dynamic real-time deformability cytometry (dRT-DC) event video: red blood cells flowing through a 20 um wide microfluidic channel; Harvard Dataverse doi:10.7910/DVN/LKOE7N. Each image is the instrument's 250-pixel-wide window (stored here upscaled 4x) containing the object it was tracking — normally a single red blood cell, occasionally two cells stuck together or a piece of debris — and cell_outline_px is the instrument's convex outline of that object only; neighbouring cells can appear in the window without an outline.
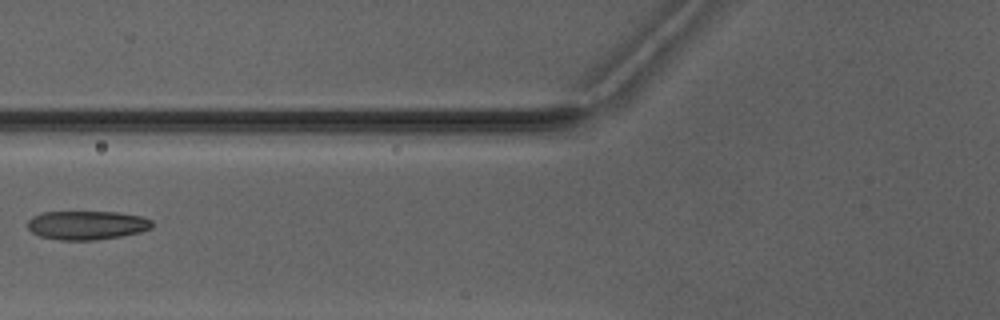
{"species": "Egyptian fruit bat (a non-hibernating species)", "species_latin": "Rousettus aegyptiacus", "temperature_condition": "warm", "stored_images_in_passage": 6, "camera_frame_rate_fps": 3000, "um_per_image_px": 0.085, "animal": {"sex": "male"}, "frame": {"image": 1, "passage_image": 5, "time_ms": 6.0, "image_size_px": [1000, 320], "cell_outline_px": [[152, 228], [140, 232], [120, 236], [96, 240], [56, 240], [40, 236], [32, 232], [28, 228], [28, 220], [32, 216], [44, 212], [116, 212], [140, 216], [152, 220]], "centroid_in_image_um": [7.37, 19.14], "position_along_channel_um": 118.4, "area_um2": 20.92}}
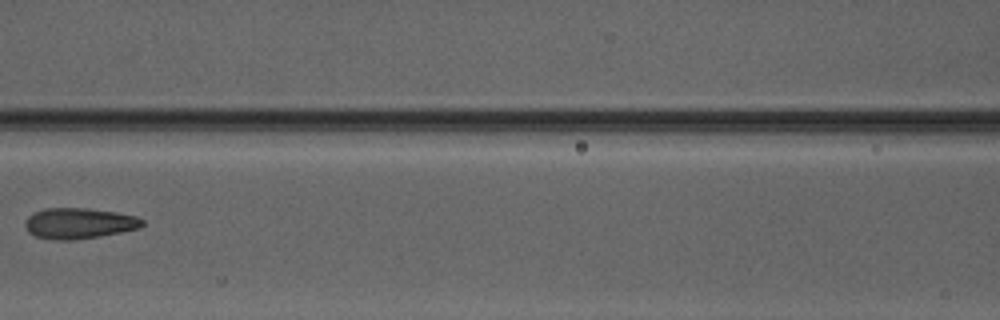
{"frame": {"image": 2, "passage_image": 6, "time_ms": 7.0, "image_size_px": [1000, 320], "cell_outline_px": [[144, 224], [140, 228], [100, 236], [72, 240], [56, 240], [36, 236], [28, 232], [24, 224], [28, 216], [44, 208], [88, 208], [116, 212], [136, 216], [144, 220]], "centroid_in_image_um": [6.73, 18.98], "position_along_channel_um": 159.9, "area_um2": 20.98}}